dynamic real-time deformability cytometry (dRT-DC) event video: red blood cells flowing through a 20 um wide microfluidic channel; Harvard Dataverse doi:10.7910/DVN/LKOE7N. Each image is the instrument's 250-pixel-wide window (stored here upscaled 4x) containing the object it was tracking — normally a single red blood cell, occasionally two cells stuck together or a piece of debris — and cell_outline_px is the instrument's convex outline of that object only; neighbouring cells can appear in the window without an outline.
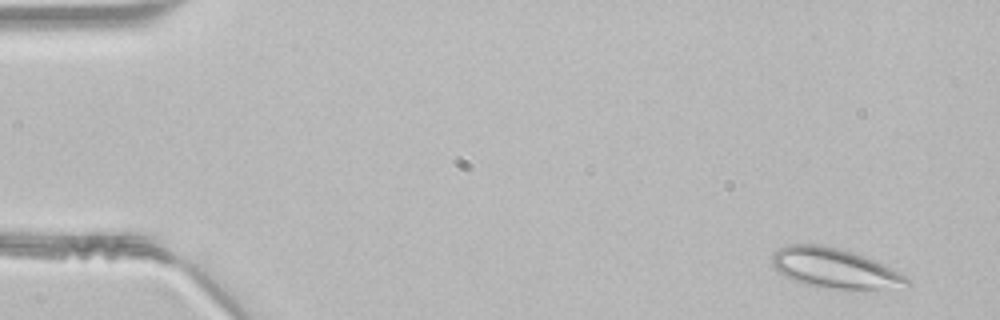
{"species": "common noctule bat (a hibernating species)", "species_latin": "Nyctalus noctula", "temperature_condition": "room temperature", "stored_images_in_passage": 48, "camera_frame_rate_fps": 3000, "um_per_image_px": 0.085, "animal": {"sex": "male", "body_mass_g": 21.5, "forearm_length_mm": 52.0}, "frame": {"image": 1, "passage_image": 3, "time_ms": 0.667, "image_size_px": [1000, 320], "cell_outline_px": [[912, 284], [876, 288], [824, 288], [804, 284], [792, 280], [776, 272], [772, 264], [772, 252], [776, 248], [788, 244], [820, 244], [840, 248], [876, 260], [908, 276], [912, 280]], "centroid_in_image_um": [70.88, 22.77], "position_along_channel_um": 14.1, "area_um2": 31.44}}
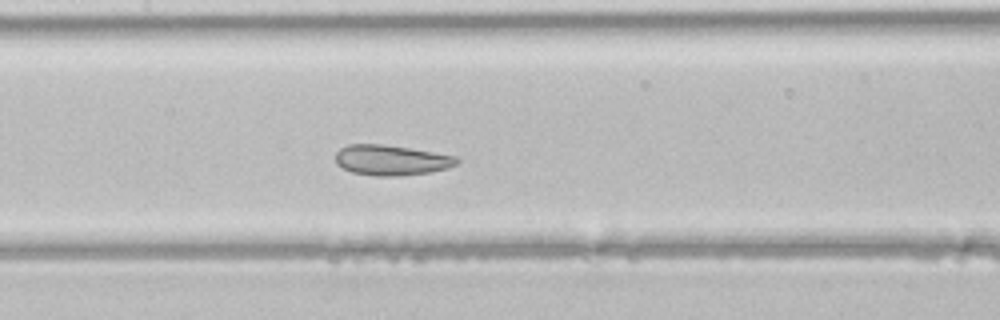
{"frame": {"image": 2, "passage_image": 23, "time_ms": 7.333, "image_size_px": [1000, 320], "cell_outline_px": [[460, 160], [456, 164], [448, 168], [428, 172], [400, 176], [376, 176], [352, 172], [336, 164], [336, 152], [340, 148], [348, 144], [384, 144], [456, 156]], "centroid_in_image_um": [33.24, 13.61], "position_along_channel_um": 174.2, "area_um2": 21.33}}
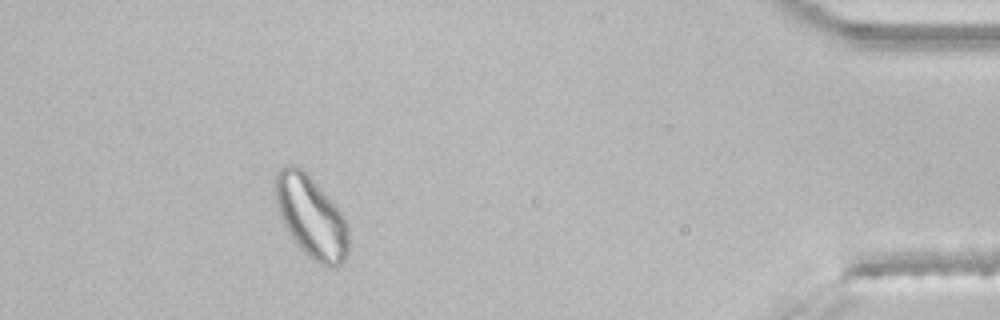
{"frame": {"image": 3, "passage_image": 44, "time_ms": 14.333, "image_size_px": [1000, 320], "cell_outline_px": [[348, 252], [344, 260], [340, 264], [332, 268], [320, 264], [304, 252], [296, 244], [284, 224], [280, 216], [276, 200], [276, 172], [284, 164], [296, 164], [308, 172], [332, 200], [340, 212], [348, 228]], "centroid_in_image_um": [26.44, 18.39], "position_along_channel_um": 408.8, "area_um2": 34.85}}